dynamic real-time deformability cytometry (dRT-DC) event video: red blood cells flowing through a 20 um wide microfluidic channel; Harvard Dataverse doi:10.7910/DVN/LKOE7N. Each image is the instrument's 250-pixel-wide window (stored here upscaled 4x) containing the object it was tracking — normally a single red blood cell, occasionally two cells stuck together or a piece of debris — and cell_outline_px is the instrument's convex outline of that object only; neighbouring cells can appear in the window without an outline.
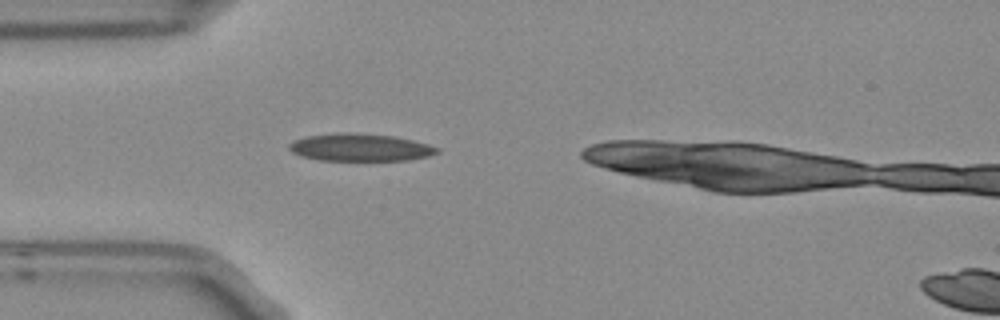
{"species": "Egyptian fruit bat (a non-hibernating species)", "species_latin": "Rousettus aegyptiacus", "temperature_condition": "room temperature", "stored_images_in_passage": 2, "segment_of_instrument_passage": [1, 2], "camera_frame_rate_fps": 3000, "um_per_image_px": 0.085, "frame": {"image": 1, "passage_image": 1, "time_ms": 0.0, "image_size_px": [1000, 320], "cell_outline_px": [[440, 152], [428, 156], [408, 160], [320, 160], [300, 156], [292, 152], [288, 148], [288, 144], [292, 140], [304, 136], [392, 136], [412, 140], [428, 144], [440, 148]], "centroid_in_image_um": [30.64, 12.59], "position_along_channel_um": 54.4, "area_um2": 22.43}}